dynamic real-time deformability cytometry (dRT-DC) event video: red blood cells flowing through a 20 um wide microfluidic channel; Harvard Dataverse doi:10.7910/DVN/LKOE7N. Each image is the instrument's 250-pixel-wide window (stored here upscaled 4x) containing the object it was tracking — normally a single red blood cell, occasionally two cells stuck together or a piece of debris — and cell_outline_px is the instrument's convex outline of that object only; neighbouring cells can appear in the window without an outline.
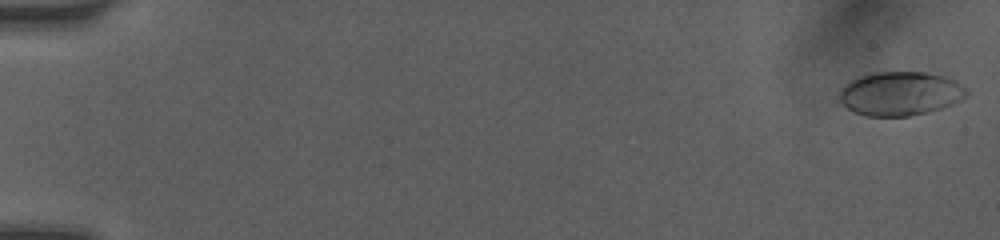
{"species": "human", "species_latin": "Homo sapiens", "temperature_condition": "room temperature", "stored_images_in_passage": 14, "camera_frame_rate_fps": 3000, "um_per_image_px": 0.085, "donor": {"sex": "female"}, "frame": {"image": 1, "passage_image": 1, "time_ms": 0.0, "image_size_px": [1000, 240], "cell_outline_px": [[968, 96], [944, 108], [928, 112], [908, 116], [864, 116], [848, 108], [836, 100], [836, 96], [840, 88], [852, 80], [860, 76], [876, 72], [924, 72], [944, 76], [956, 80], [968, 88]], "centroid_in_image_um": [76.52, 7.96], "position_along_channel_um": 8.5, "area_um2": 33.0}}
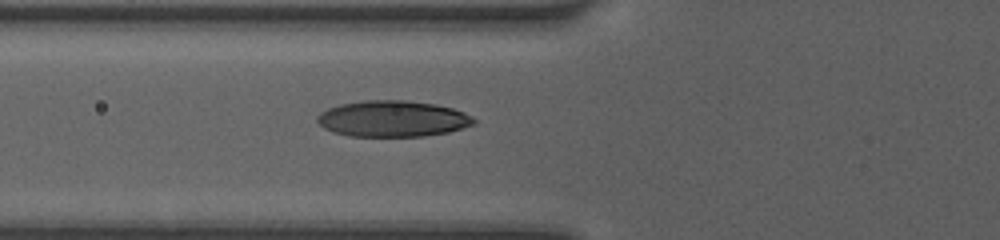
{"frame": {"image": 2, "passage_image": 11, "time_ms": 6.333, "image_size_px": [1000, 240], "cell_outline_px": [[476, 124], [448, 132], [424, 136], [348, 136], [332, 132], [324, 128], [316, 120], [316, 116], [320, 112], [328, 108], [340, 104], [364, 100], [404, 100], [436, 104], [452, 108], [464, 112], [472, 116], [476, 120]], "centroid_in_image_um": [33.37, 10.09], "position_along_channel_um": 92.4, "area_um2": 33.18}}
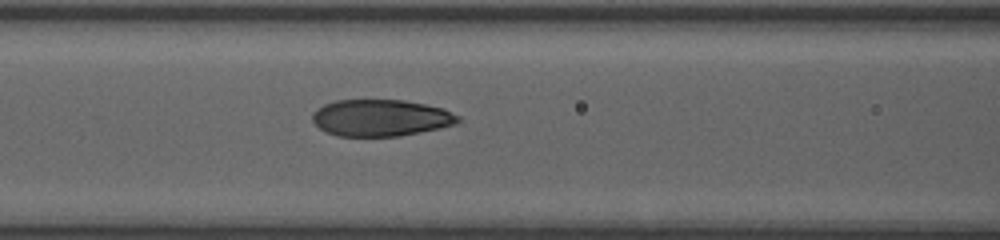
{"frame": {"image": 3, "passage_image": 14, "time_ms": 7.333, "image_size_px": [1000, 240], "cell_outline_px": [[460, 120], [456, 124], [440, 128], [400, 136], [336, 136], [320, 128], [312, 120], [312, 112], [316, 108], [324, 104], [336, 100], [404, 100], [444, 108], [460, 116]], "centroid_in_image_um": [32.37, 10.01], "position_along_channel_um": 134.2, "area_um2": 31.27}}